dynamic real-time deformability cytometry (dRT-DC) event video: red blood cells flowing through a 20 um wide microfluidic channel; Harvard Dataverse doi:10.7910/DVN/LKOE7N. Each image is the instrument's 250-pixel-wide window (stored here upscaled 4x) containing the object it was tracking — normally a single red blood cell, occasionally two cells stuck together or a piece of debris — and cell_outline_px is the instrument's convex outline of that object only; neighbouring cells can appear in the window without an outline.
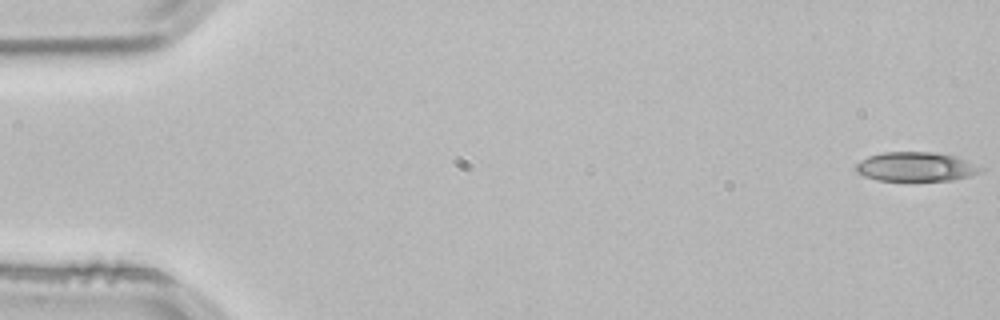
{"species": "common noctule bat (a hibernating species)", "species_latin": "Nyctalus noctula", "temperature_condition": "room temperature", "stored_images_in_passage": 53, "camera_frame_rate_fps": 3000, "um_per_image_px": 0.085, "animal": {"sex": "male", "body_mass_g": 21.5, "forearm_length_mm": 52.0}, "frame": {"image": 1, "passage_image": 1, "time_ms": 0.0, "image_size_px": [1000, 320], "cell_outline_px": [[984, 168], [980, 172], [968, 176], [952, 180], [876, 180], [864, 176], [856, 172], [856, 164], [860, 160], [868, 156], [884, 152], [932, 152], [956, 156], [968, 160]], "centroid_in_image_um": [77.84, 14.16], "position_along_channel_um": 7.2, "area_um2": 21.21}}
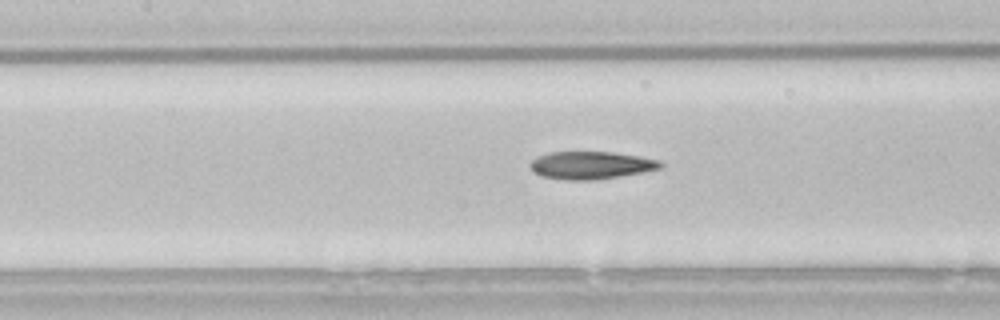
{"frame": {"image": 2, "passage_image": 24, "time_ms": 7.667, "image_size_px": [1000, 320], "cell_outline_px": [[664, 168], [644, 172], [620, 176], [592, 180], [568, 180], [540, 176], [532, 172], [528, 164], [532, 160], [548, 152], [612, 152], [660, 160], [664, 164]], "centroid_in_image_um": [50.23, 14.05], "position_along_channel_um": 157.2, "area_um2": 21.1}}
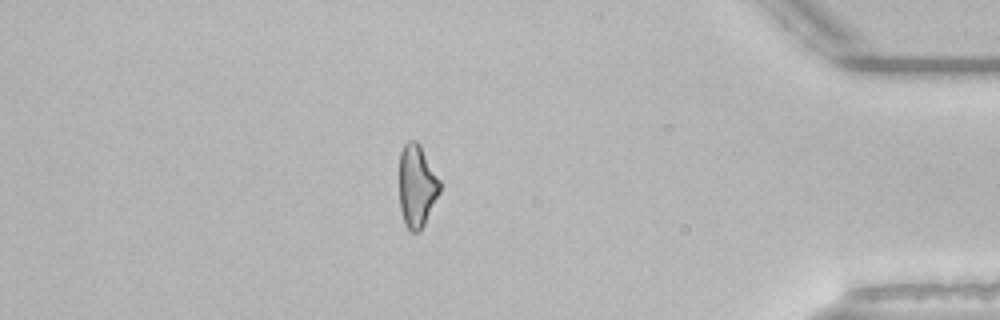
{"frame": {"image": 3, "passage_image": 46, "time_ms": 15.0, "image_size_px": [1000, 320], "cell_outline_px": [[440, 192], [424, 224], [416, 232], [412, 232], [404, 224], [400, 208], [400, 152], [404, 144], [408, 140], [416, 140], [420, 144], [440, 180]], "centroid_in_image_um": [35.43, 15.77], "position_along_channel_um": 399.8, "area_um2": 19.36}, "authors_computed_cell_mechanics": {"area_um2": 21.2126, "velocity_mm_per_s": 3.8499, "shape_relaxation_time_tau1_ms": null, "shape_relaxation_time_tau2_ms": 4.3308, "deformation_change_tau1": null, "deformation_change_tau2": 0.1458}}